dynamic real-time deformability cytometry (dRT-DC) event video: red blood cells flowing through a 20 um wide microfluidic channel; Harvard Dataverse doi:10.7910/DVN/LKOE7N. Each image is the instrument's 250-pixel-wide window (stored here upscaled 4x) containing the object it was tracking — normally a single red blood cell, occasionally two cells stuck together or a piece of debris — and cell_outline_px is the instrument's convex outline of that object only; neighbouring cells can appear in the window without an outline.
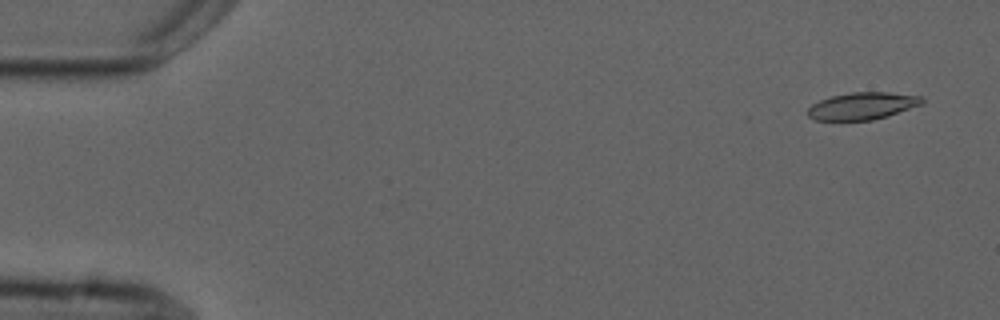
{"species": "common noctule bat (a hibernating species)", "species_latin": "Nyctalus noctula", "temperature_condition": "cold", "stored_images_in_passage": 7, "camera_frame_rate_fps": 3000, "um_per_image_px": 0.085, "animal": {"sex": "male", "forearm_length_mm": 52.5}, "frame": {"image": 1, "passage_image": 1, "time_ms": 0.0, "image_size_px": [1000, 320], "cell_outline_px": [[924, 104], [888, 116], [872, 120], [812, 120], [808, 116], [808, 108], [812, 104], [820, 100], [832, 96], [852, 92], [888, 92], [924, 96]], "centroid_in_image_um": [73.34, 9.0], "position_along_channel_um": 11.7, "area_um2": 18.26}}
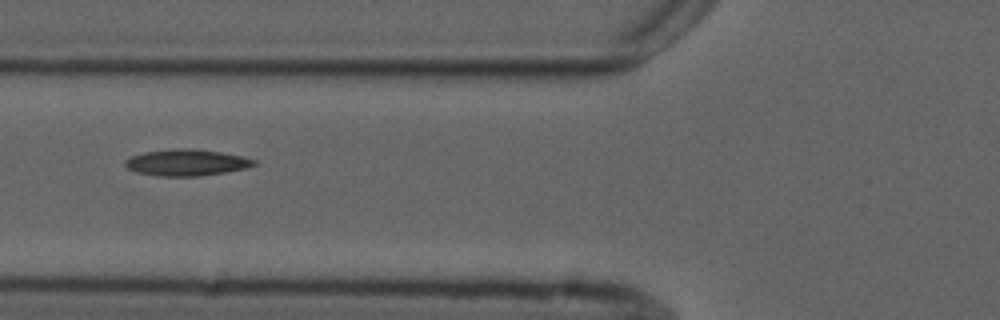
{"frame": {"image": 2, "passage_image": 6, "time_ms": 6.0, "image_size_px": [1000, 320], "cell_outline_px": [[256, 164], [248, 168], [200, 176], [156, 176], [136, 172], [128, 168], [124, 164], [124, 160], [132, 156], [144, 152], [176, 148], [192, 148], [220, 152], [244, 156], [256, 160]], "centroid_in_image_um": [15.86, 13.81], "position_along_channel_um": 109.9, "area_um2": 19.94}}
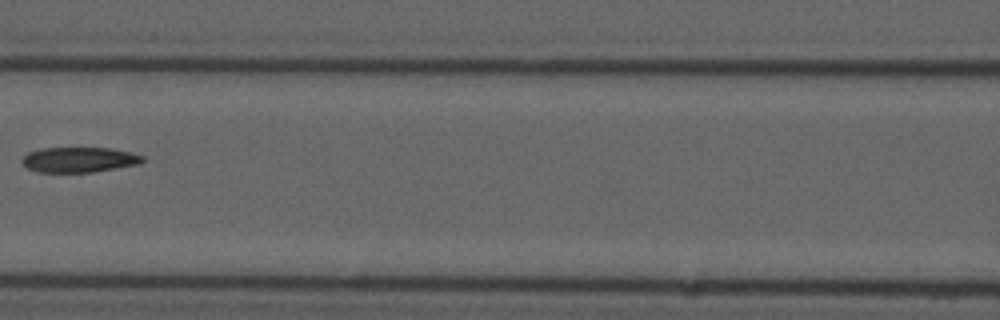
{"frame": {"image": 3, "passage_image": 7, "time_ms": 7.333, "image_size_px": [1000, 320], "cell_outline_px": [[144, 160], [140, 164], [92, 172], [36, 172], [28, 168], [20, 160], [28, 152], [40, 148], [112, 148], [144, 156]], "centroid_in_image_um": [6.71, 13.57], "position_along_channel_um": 159.9, "area_um2": 17.69}}